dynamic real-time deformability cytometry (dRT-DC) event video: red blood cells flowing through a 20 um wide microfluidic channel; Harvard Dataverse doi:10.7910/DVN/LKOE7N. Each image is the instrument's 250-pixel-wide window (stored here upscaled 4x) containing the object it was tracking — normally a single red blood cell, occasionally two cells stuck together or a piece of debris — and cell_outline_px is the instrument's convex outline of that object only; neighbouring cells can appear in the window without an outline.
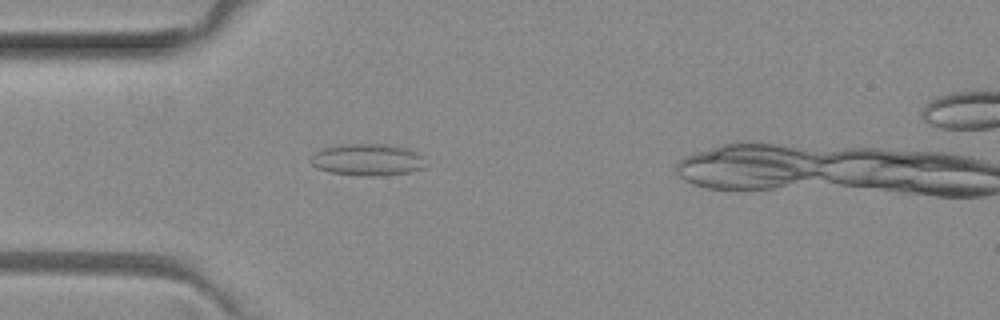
{"species": "common noctule bat (a hibernating species)", "species_latin": "Nyctalus noctula", "temperature_condition": "room temperature", "stored_images_in_passage": 2, "camera_frame_rate_fps": 3000, "um_per_image_px": 0.085, "animal": {"sex": "female", "body_mass_g": 29.2, "forearm_length_mm": 56.3}, "frame": {"image": 1, "passage_image": 2, "time_ms": 0.333, "image_size_px": [1000, 320], "cell_outline_px": [[428, 168], [408, 172], [384, 176], [360, 176], [328, 172], [316, 168], [308, 160], [312, 152], [332, 144], [380, 144], [412, 148], [424, 156]], "centroid_in_image_um": [31.24, 13.57], "position_along_channel_um": 53.8, "area_um2": 22.25}}